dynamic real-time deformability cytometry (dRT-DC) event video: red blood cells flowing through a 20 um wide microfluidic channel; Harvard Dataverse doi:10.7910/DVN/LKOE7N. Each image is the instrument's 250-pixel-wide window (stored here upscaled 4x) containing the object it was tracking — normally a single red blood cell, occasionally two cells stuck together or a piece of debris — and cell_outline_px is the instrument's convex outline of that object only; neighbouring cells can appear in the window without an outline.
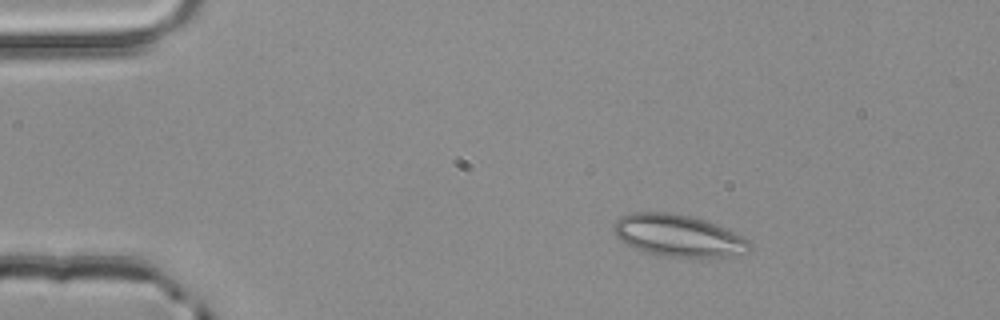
{"species": "common noctule bat (a hibernating species)", "species_latin": "Nyctalus noctula", "temperature_condition": "room temperature", "stored_images_in_passage": 2, "camera_frame_rate_fps": 3000, "um_per_image_px": 0.085, "animal": {"sex": "male", "body_mass_g": 20.4}, "frame": {"image": 1, "passage_image": 1, "time_ms": 0.0, "image_size_px": [1000, 320], "cell_outline_px": [[752, 248], [748, 252], [728, 256], [660, 256], [644, 252], [620, 240], [616, 236], [612, 228], [612, 224], [620, 216], [636, 212], [668, 212], [692, 216], [716, 224], [748, 240], [752, 244]], "centroid_in_image_um": [57.61, 20.01], "position_along_channel_um": 27.4, "area_um2": 32.95}}